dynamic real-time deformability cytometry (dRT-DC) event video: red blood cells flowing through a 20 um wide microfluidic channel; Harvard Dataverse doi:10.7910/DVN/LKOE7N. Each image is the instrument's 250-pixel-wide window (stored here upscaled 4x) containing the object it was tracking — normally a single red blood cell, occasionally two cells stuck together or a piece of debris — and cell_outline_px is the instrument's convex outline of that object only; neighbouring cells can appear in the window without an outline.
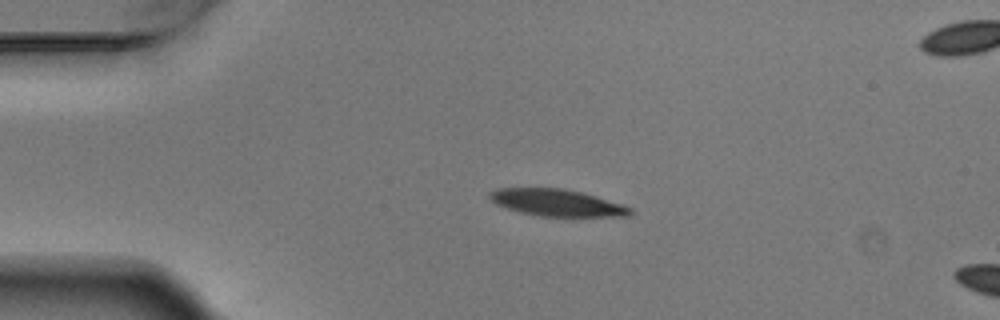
{"species": "Egyptian fruit bat (a non-hibernating species)", "species_latin": "Rousettus aegyptiacus", "temperature_condition": "warm", "stored_images_in_passage": 4, "camera_frame_rate_fps": 3000, "um_per_image_px": 0.085, "animal": {"sex": "male"}, "frame": {"image": 1, "passage_image": 3, "time_ms": 0.667, "image_size_px": [1000, 320], "cell_outline_px": [[636, 212], [628, 216], [540, 216], [520, 212], [496, 204], [488, 196], [488, 192], [496, 188], [564, 188], [596, 196], [624, 204], [632, 208]], "centroid_in_image_um": [47.37, 17.22], "position_along_channel_um": 37.6, "area_um2": 22.08}}